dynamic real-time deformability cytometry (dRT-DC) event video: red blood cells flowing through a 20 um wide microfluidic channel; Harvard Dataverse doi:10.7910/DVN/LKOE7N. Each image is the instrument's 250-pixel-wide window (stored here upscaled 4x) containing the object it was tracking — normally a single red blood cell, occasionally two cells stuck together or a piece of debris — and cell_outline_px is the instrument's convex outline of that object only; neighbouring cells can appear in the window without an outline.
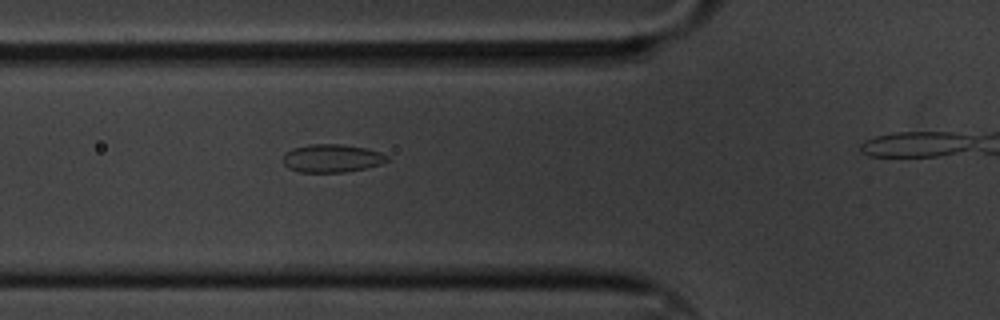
{"species": "common noctule bat (a hibernating species)", "species_latin": "Nyctalus noctula", "temperature_condition": "cold", "stored_images_in_passage": 4, "camera_frame_rate_fps": 3000, "um_per_image_px": 0.085, "animal": {"sex": "male", "body_mass_g": 20.1, "forearm_length_mm": 53.5}, "frame": {"image": 1, "passage_image": 3, "time_ms": 0.667, "image_size_px": [1000, 320], "cell_outline_px": [[388, 160], [380, 164], [364, 168], [344, 172], [300, 172], [288, 168], [284, 164], [284, 152], [292, 148], [308, 144], [344, 144], [364, 148], [380, 152], [388, 156]], "centroid_in_image_um": [28.17, 13.44], "position_along_channel_um": 97.6, "area_um2": 16.99}}